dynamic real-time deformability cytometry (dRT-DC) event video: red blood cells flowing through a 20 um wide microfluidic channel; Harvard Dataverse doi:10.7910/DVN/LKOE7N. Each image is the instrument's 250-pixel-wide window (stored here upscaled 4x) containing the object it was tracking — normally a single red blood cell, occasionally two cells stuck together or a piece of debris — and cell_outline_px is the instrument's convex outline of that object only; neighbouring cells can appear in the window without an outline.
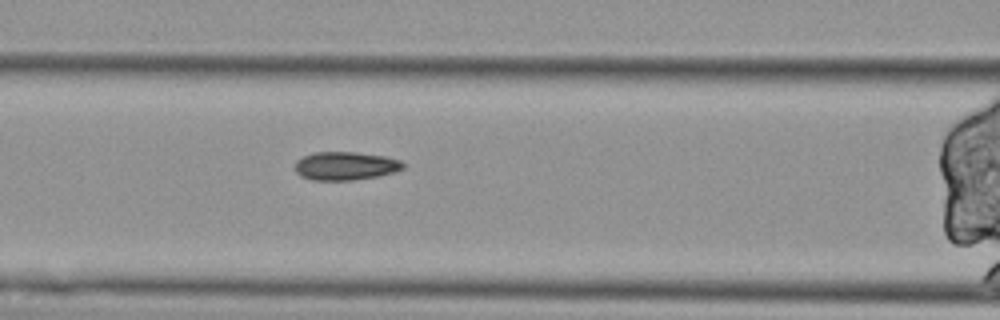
{"species": "Egyptian fruit bat (a non-hibernating species)", "species_latin": "Rousettus aegyptiacus", "temperature_condition": "cold", "stored_images_in_passage": 51, "segment_of_instrument_passage": [2, 3], "camera_frame_rate_fps": 3000, "um_per_image_px": 0.085, "animal": {"sex": "female"}, "frame": {"image": 1, "passage_image": 23, "time_ms": 7.333, "image_size_px": [1000, 320], "cell_outline_px": [[404, 168], [396, 172], [376, 176], [352, 180], [312, 180], [300, 176], [296, 172], [296, 160], [304, 156], [316, 152], [356, 152], [384, 156], [400, 160], [404, 164]], "centroid_in_image_um": [29.37, 14.1], "position_along_channel_um": 137.2, "area_um2": 17.8}}
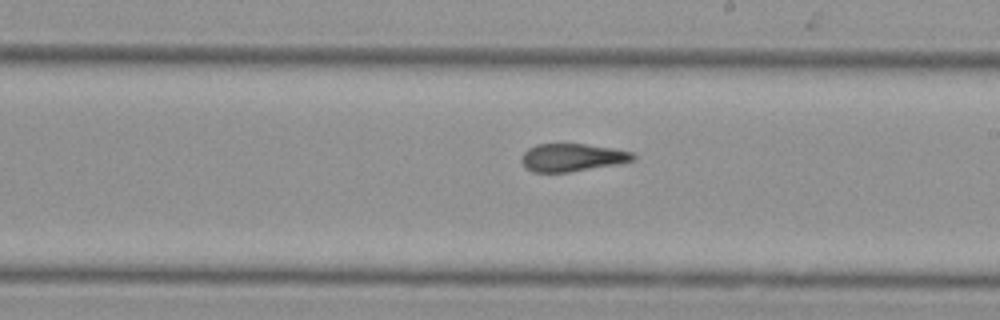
{"frame": {"image": 2, "passage_image": 32, "time_ms": 10.333, "image_size_px": [1000, 320], "cell_outline_px": [[636, 160], [620, 164], [568, 172], [532, 172], [524, 168], [520, 160], [520, 156], [528, 148], [536, 144], [584, 144], [612, 148], [632, 152], [636, 156]], "centroid_in_image_um": [48.61, 13.39], "position_along_channel_um": 240.4, "area_um2": 18.32}}
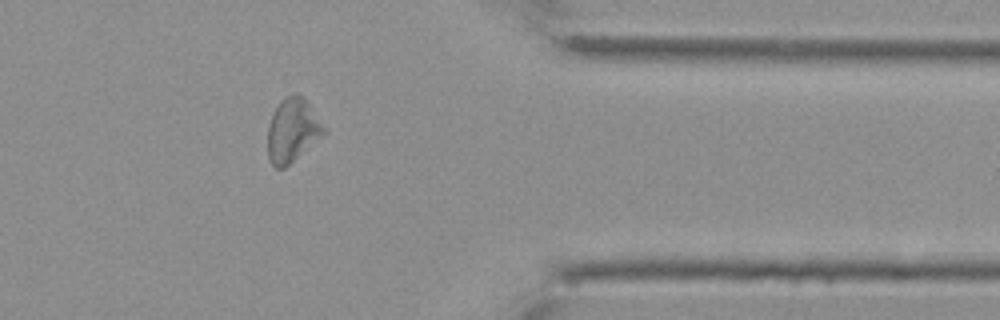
{"frame": {"image": 3, "passage_image": 46, "time_ms": 15.0, "image_size_px": [1000, 320], "cell_outline_px": [[328, 132], [284, 168], [276, 168], [272, 164], [268, 156], [268, 128], [272, 112], [280, 100], [284, 96], [292, 92], [296, 92], [304, 96], [308, 100], [328, 128]], "centroid_in_image_um": [24.91, 11.0], "position_along_channel_um": 386.5, "area_um2": 21.56}}